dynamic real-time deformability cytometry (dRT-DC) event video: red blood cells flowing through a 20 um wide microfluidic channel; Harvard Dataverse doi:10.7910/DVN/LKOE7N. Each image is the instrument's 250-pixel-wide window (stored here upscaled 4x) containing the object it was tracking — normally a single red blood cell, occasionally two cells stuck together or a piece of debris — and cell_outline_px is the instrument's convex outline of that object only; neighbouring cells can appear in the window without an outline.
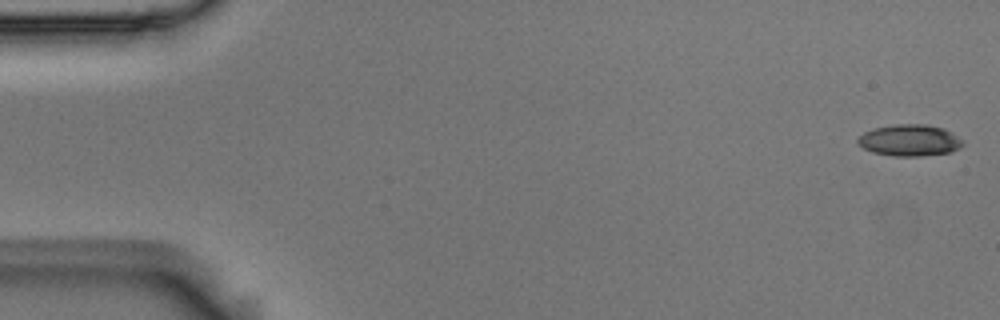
{"species": "Egyptian fruit bat (a non-hibernating species)", "species_latin": "Rousettus aegyptiacus", "temperature_condition": "room temperature", "stored_images_in_passage": 53, "camera_frame_rate_fps": 3000, "um_per_image_px": 0.085, "animal": {"sex": "male"}, "frame": {"image": 1, "passage_image": 1, "time_ms": 0.0, "image_size_px": [1000, 320], "cell_outline_px": [[964, 144], [960, 148], [952, 152], [920, 156], [892, 156], [872, 152], [864, 148], [856, 140], [864, 132], [872, 128], [896, 124], [928, 124], [944, 128], [952, 132], [964, 140]], "centroid_in_image_um": [77.36, 11.92], "position_along_channel_um": 7.6, "area_um2": 19.54}}
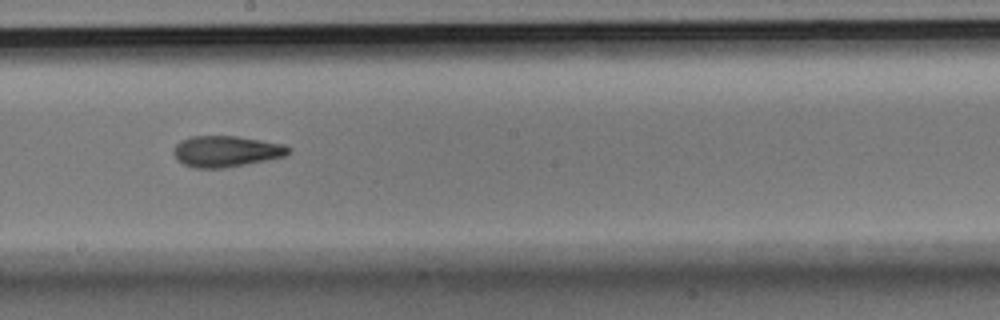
{"frame": {"image": 2, "passage_image": 30, "time_ms": 9.667, "image_size_px": [1000, 320], "cell_outline_px": [[292, 152], [284, 156], [224, 168], [192, 168], [176, 160], [172, 152], [172, 148], [180, 140], [192, 136], [236, 136], [284, 144], [292, 148]], "centroid_in_image_um": [19.18, 12.86], "position_along_channel_um": 229.0, "area_um2": 20.92}}
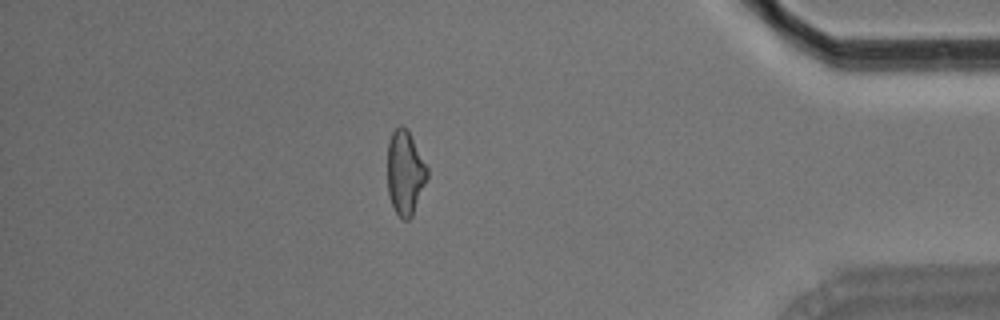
{"frame": {"image": 3, "passage_image": 47, "time_ms": 15.333, "image_size_px": [1000, 320], "cell_outline_px": [[428, 176], [412, 216], [408, 220], [404, 220], [396, 212], [392, 204], [388, 192], [388, 144], [392, 132], [400, 124], [408, 128], [428, 168]], "centroid_in_image_um": [34.44, 14.64], "position_along_channel_um": 400.8, "area_um2": 19.48}}